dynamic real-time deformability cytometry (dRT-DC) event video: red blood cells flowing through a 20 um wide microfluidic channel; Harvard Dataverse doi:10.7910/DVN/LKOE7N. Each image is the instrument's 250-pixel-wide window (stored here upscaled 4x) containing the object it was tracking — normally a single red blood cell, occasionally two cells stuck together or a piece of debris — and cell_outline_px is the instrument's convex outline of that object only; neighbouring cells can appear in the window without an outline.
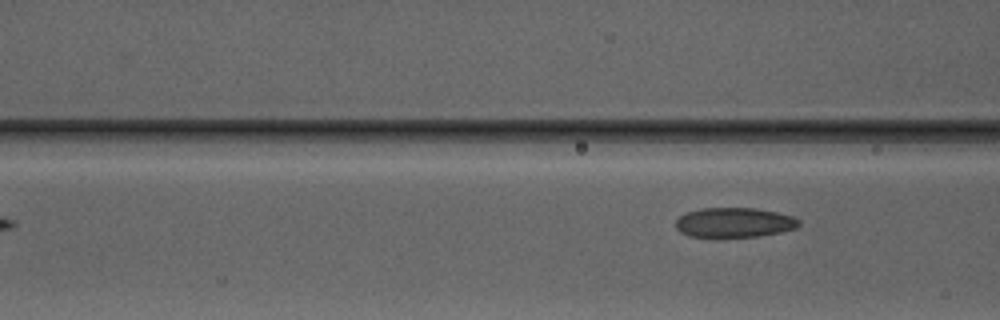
{"species": "Egyptian fruit bat (a non-hibernating species)", "species_latin": "Rousettus aegyptiacus", "temperature_condition": "warm", "stored_images_in_passage": 3, "camera_frame_rate_fps": 3000, "um_per_image_px": 0.085, "animal": {"sex": "male"}, "frame": {"image": 1, "passage_image": 3, "time_ms": 2.667, "image_size_px": [1000, 320], "cell_outline_px": [[800, 224], [796, 228], [780, 232], [756, 236], [688, 236], [680, 232], [676, 228], [676, 220], [680, 216], [688, 212], [700, 208], [756, 208], [776, 212], [792, 216], [800, 220]], "centroid_in_image_um": [62.41, 18.9], "position_along_channel_um": 104.2, "area_um2": 21.1}}